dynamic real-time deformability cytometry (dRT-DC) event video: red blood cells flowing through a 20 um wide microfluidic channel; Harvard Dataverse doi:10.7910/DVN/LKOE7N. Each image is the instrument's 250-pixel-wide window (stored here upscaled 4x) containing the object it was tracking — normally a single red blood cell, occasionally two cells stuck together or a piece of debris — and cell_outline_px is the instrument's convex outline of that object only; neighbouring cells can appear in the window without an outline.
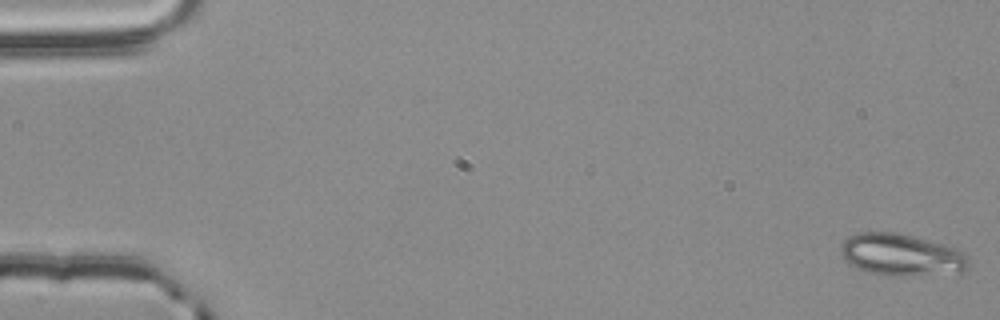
{"species": "common noctule bat (a hibernating species)", "species_latin": "Nyctalus noctula", "temperature_condition": "room temperature", "stored_images_in_passage": 55, "camera_frame_rate_fps": 3000, "um_per_image_px": 0.085, "animal": {"sex": "male", "body_mass_g": 20.4}, "frame": {"image": 1, "passage_image": 1, "time_ms": 0.0, "image_size_px": [1000, 320], "cell_outline_px": [[972, 260], [968, 268], [960, 272], [908, 276], [880, 276], [864, 272], [848, 264], [840, 252], [840, 244], [848, 236], [860, 232], [896, 232], [912, 236], [956, 248], [964, 252]], "centroid_in_image_um": [76.59, 21.68], "position_along_channel_um": 8.4, "area_um2": 31.85}}
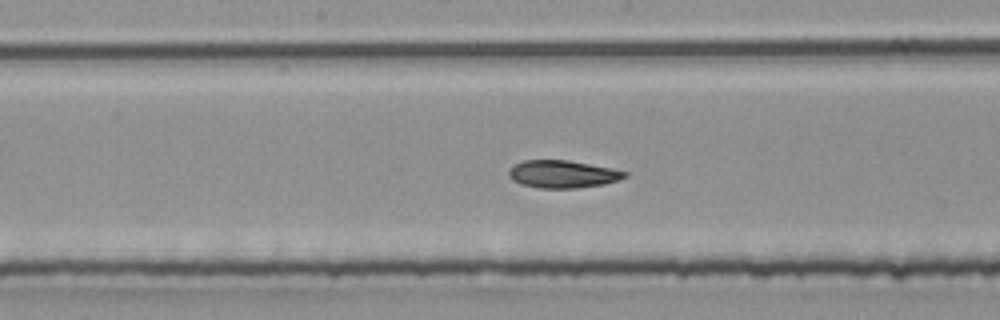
{"frame": {"image": 2, "passage_image": 29, "time_ms": 9.333, "image_size_px": [1000, 320], "cell_outline_px": [[628, 176], [620, 180], [604, 184], [576, 188], [536, 188], [520, 184], [512, 180], [508, 176], [508, 168], [524, 160], [568, 160], [628, 172]], "centroid_in_image_um": [47.79, 14.81], "position_along_channel_um": 200.4, "area_um2": 18.67}}
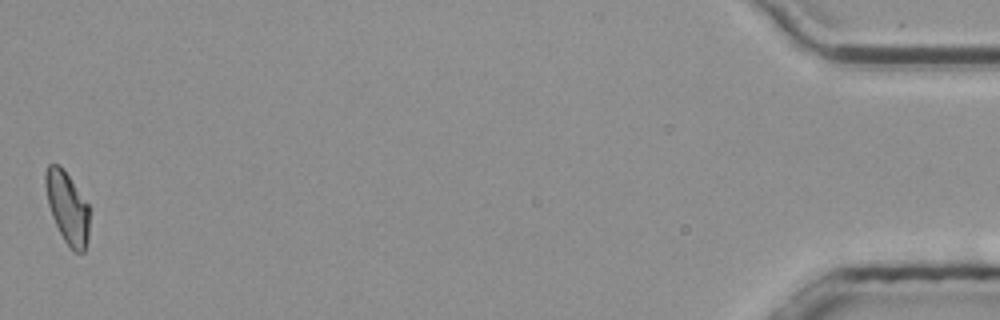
{"frame": {"image": 3, "passage_image": 55, "time_ms": 18.0, "image_size_px": [1000, 320], "cell_outline_px": [[88, 240], [84, 252], [76, 252], [64, 240], [52, 216], [48, 204], [44, 184], [44, 176], [48, 164], [56, 164], [68, 176], [88, 204]], "centroid_in_image_um": [5.71, 17.66], "position_along_channel_um": 429.5, "area_um2": 17.86}, "authors_computed_cell_mechanics": {"area_um2": 19.074, "velocity_mm_per_s": 3.8152, "shape_relaxation_time_tau1_ms": null, "shape_relaxation_time_tau2_ms": 4.6061, "deformation_change_tau1": null, "deformation_change_tau2": 0.1008}}